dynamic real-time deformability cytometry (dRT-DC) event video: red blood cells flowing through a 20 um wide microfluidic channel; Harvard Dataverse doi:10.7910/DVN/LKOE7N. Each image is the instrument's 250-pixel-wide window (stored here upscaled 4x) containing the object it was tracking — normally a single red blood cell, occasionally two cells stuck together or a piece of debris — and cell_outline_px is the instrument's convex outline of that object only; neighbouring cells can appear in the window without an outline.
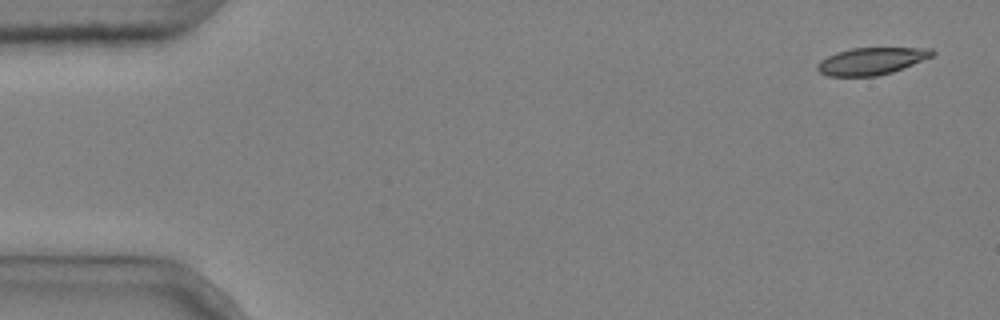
{"species": "common noctule bat (a hibernating species)", "species_latin": "Nyctalus noctula", "temperature_condition": "cold", "stored_images_in_passage": 5, "camera_frame_rate_fps": 3000, "um_per_image_px": 0.085, "animal": {"sex": "male", "body_mass_g": 20.4}, "frame": {"image": 1, "passage_image": 1, "time_ms": 0.0, "image_size_px": [1000, 320], "cell_outline_px": [[936, 52], [932, 56], [892, 72], [876, 76], [828, 76], [820, 72], [816, 68], [816, 64], [820, 60], [836, 52], [852, 48], [932, 48]], "centroid_in_image_um": [74.04, 5.19], "position_along_channel_um": 11.0, "area_um2": 18.03}}
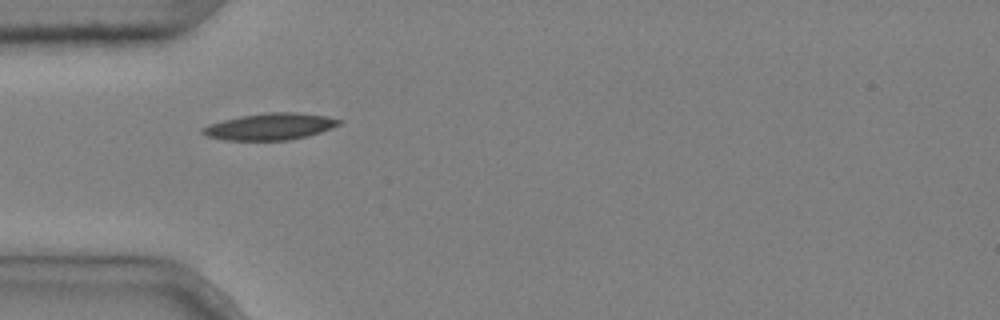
{"frame": {"image": 2, "passage_image": 5, "time_ms": 1.333, "image_size_px": [1000, 320], "cell_outline_px": [[344, 120], [340, 124], [332, 128], [308, 136], [288, 140], [224, 140], [204, 136], [200, 132], [200, 128], [208, 124], [240, 116], [268, 112], [292, 112], [324, 116]], "centroid_in_image_um": [22.91, 10.76], "position_along_channel_um": 62.1, "area_um2": 21.27}}